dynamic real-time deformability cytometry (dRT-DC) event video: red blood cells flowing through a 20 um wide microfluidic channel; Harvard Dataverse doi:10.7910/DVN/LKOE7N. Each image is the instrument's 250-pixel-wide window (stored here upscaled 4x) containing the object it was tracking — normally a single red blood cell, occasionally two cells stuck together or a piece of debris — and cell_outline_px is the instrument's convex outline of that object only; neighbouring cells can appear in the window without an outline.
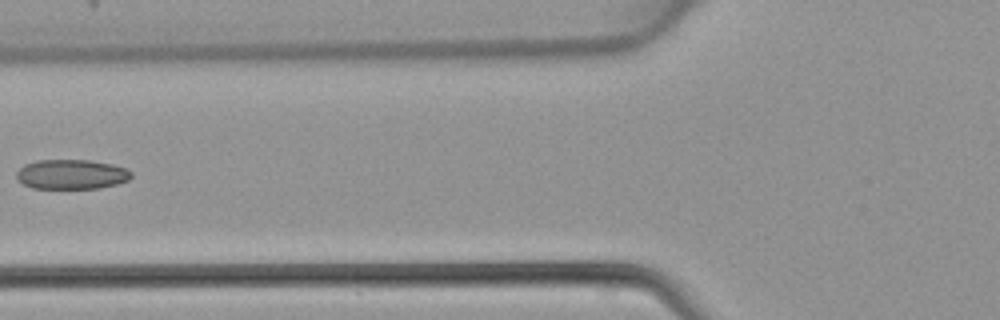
{"species": "common noctule bat (a hibernating species)", "species_latin": "Nyctalus noctula", "temperature_condition": "warm", "stored_images_in_passage": 4, "camera_frame_rate_fps": 3000, "um_per_image_px": 0.085, "animal": {"sex": "female", "body_mass_g": 22.7, "forearm_length_mm": 54.2}, "frame": {"image": 1, "passage_image": 4, "time_ms": 1.0, "image_size_px": [1000, 320], "cell_outline_px": [[132, 176], [128, 180], [116, 184], [100, 188], [32, 188], [16, 180], [16, 172], [24, 164], [36, 160], [92, 160], [112, 164], [124, 168], [132, 172]], "centroid_in_image_um": [6.05, 14.81], "position_along_channel_um": 119.7, "area_um2": 19.94}}